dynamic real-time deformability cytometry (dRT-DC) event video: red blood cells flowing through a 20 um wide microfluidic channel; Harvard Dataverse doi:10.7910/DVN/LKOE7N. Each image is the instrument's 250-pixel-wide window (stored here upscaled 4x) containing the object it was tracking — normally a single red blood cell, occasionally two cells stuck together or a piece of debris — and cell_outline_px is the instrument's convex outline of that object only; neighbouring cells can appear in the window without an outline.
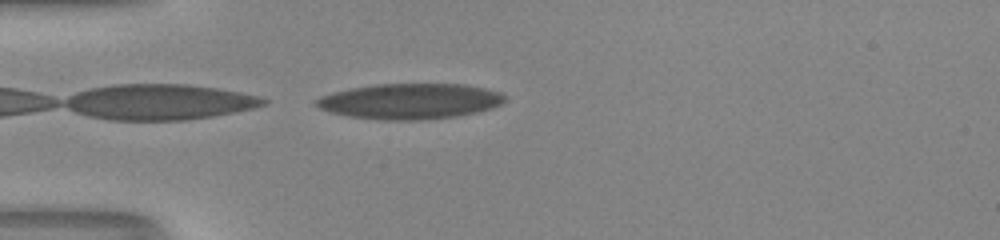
{"species": "human", "species_latin": "Homo sapiens", "temperature_condition": "room temperature", "stored_images_in_passage": 37, "camera_frame_rate_fps": 3000, "um_per_image_px": 0.085, "donor": {"sex": "male"}, "frame": {"image": 1, "passage_image": 1, "time_ms": 0.0, "image_size_px": [1000, 240], "cell_outline_px": [[508, 100], [492, 108], [476, 112], [456, 116], [420, 120], [384, 120], [352, 116], [332, 112], [320, 108], [312, 100], [320, 96], [332, 92], [352, 88], [376, 84], [464, 84], [484, 88], [500, 92], [508, 96]], "centroid_in_image_um": [34.89, 8.6], "position_along_channel_um": 50.1, "area_um2": 39.02}}
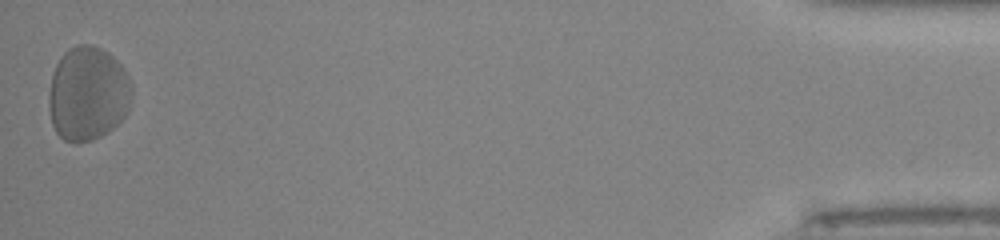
{"frame": {"image": 2, "passage_image": 37, "time_ms": 12.0, "image_size_px": [1000, 240], "cell_outline_px": [[132, 92], [128, 112], [112, 128], [100, 136], [92, 140], [76, 144], [64, 140], [56, 132], [52, 124], [48, 104], [48, 96], [52, 76], [56, 64], [60, 56], [68, 48], [76, 44], [92, 44], [108, 52], [124, 68], [132, 84]], "centroid_in_image_um": [7.45, 7.95], "position_along_channel_um": 427.7, "area_um2": 45.95}, "authors_computed_cell_mechanics": {"area_um2": 39.1884, "velocity_mm_per_s": 4.0547, "shape_relaxation_time_tau1_ms": 4.222, "shape_relaxation_time_tau2_ms": 1.0396, "deformation_change_tau1": 0.1594, "deformation_change_tau2": 0.0949}}